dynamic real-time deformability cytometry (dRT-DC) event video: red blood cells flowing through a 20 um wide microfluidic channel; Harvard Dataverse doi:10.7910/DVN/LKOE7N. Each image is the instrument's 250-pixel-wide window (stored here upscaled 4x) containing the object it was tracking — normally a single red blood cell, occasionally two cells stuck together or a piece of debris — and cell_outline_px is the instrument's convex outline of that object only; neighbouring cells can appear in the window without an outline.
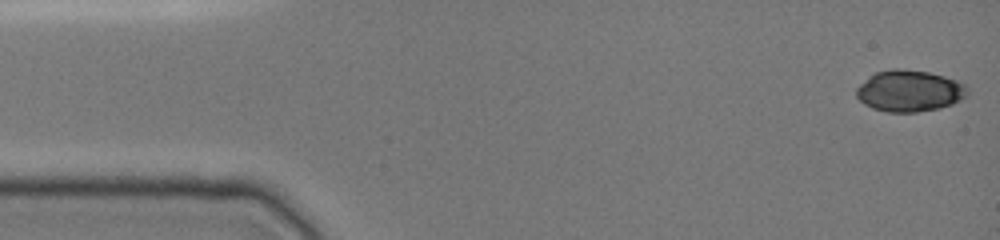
{"species": "common noctule bat (a hibernating species)", "species_latin": "Nyctalus noctula", "temperature_condition": "cold", "stored_images_in_passage": 4, "camera_frame_rate_fps": 3000, "um_per_image_px": 0.085, "animal": {"sex": "female", "body_mass_g": 19.0, "forearm_length_mm": 51.5}, "frame": {"image": 1, "passage_image": 1, "time_ms": 0.0, "image_size_px": [1000, 240], "cell_outline_px": [[968, 96], [952, 104], [940, 108], [916, 112], [888, 112], [872, 108], [864, 104], [856, 96], [856, 88], [868, 76], [876, 72], [892, 68], [900, 68], [928, 72], [944, 76], [956, 80], [964, 84], [968, 88]], "centroid_in_image_um": [77.3, 7.72], "position_along_channel_um": 7.7, "area_um2": 26.99}}